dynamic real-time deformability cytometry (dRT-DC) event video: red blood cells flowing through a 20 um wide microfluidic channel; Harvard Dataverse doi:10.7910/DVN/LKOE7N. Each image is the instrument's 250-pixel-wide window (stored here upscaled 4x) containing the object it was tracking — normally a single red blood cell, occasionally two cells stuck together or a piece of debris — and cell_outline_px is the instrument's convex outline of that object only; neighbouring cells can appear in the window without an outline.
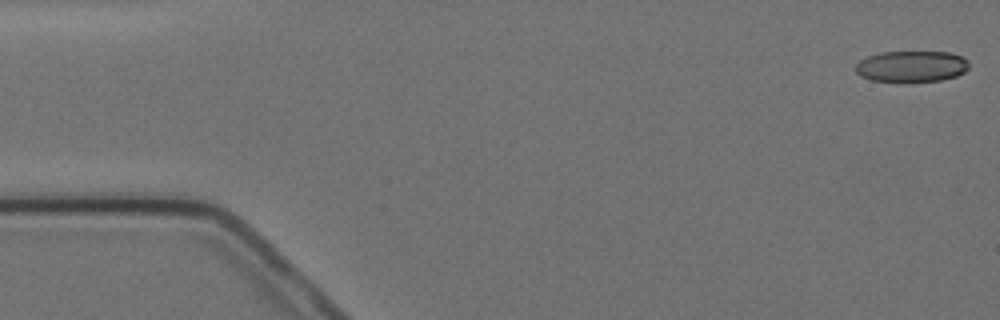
{"species": "Egyptian fruit bat (a non-hibernating species)", "species_latin": "Rousettus aegyptiacus", "temperature_condition": "cold", "stored_images_in_passage": 15, "camera_frame_rate_fps": 3000, "um_per_image_px": 0.085, "animal": {"sex": "female"}, "frame": {"image": 1, "passage_image": 1, "time_ms": 0.0, "image_size_px": [1000, 320], "cell_outline_px": [[968, 68], [964, 72], [956, 76], [940, 80], [908, 84], [900, 84], [872, 80], [860, 76], [856, 72], [856, 64], [860, 60], [868, 56], [880, 52], [948, 52], [960, 56], [968, 60]], "centroid_in_image_um": [77.45, 5.68], "position_along_channel_um": 7.6, "area_um2": 21.21}}
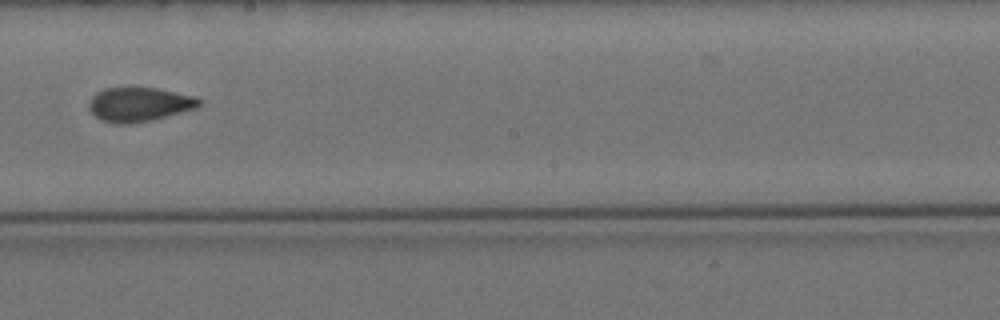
{"frame": {"image": 2, "passage_image": 9, "time_ms": 10.0, "image_size_px": [1000, 320], "cell_outline_px": [[200, 104], [196, 108], [152, 120], [132, 124], [112, 124], [100, 120], [88, 108], [88, 104], [92, 96], [96, 92], [104, 88], [156, 88], [192, 96], [200, 100]], "centroid_in_image_um": [11.77, 8.89], "position_along_channel_um": 236.4, "area_um2": 21.85}}
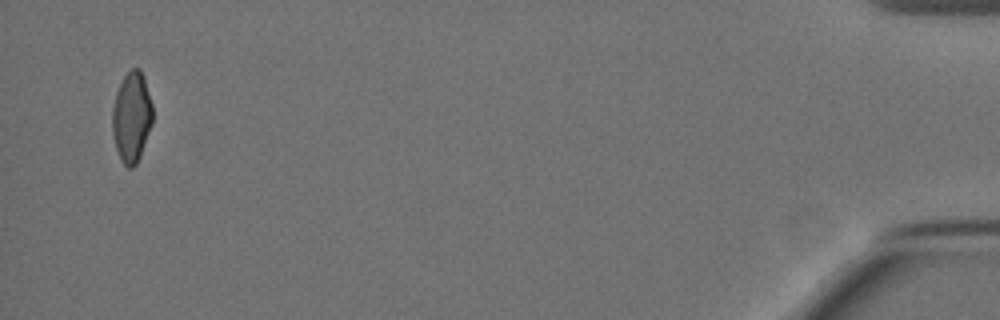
{"frame": {"image": 3, "passage_image": 15, "time_ms": 18.0, "image_size_px": [1000, 320], "cell_outline_px": [[152, 124], [140, 156], [136, 164], [132, 168], [128, 168], [120, 160], [116, 148], [112, 132], [112, 108], [116, 92], [124, 76], [132, 68], [140, 68], [144, 76], [152, 104]], "centroid_in_image_um": [11.19, 9.95], "position_along_channel_um": 424.0, "area_um2": 21.27}, "authors_computed_cell_mechanics": {"area_um2": 22.1374, "velocity_mm_per_s": 3.4826, "shape_relaxation_time_tau1_ms": 4.6223, "shape_relaxation_time_tau2_ms": 1.9988, "deformation_change_tau1": 0.1373, "deformation_change_tau2": 0.0704}}